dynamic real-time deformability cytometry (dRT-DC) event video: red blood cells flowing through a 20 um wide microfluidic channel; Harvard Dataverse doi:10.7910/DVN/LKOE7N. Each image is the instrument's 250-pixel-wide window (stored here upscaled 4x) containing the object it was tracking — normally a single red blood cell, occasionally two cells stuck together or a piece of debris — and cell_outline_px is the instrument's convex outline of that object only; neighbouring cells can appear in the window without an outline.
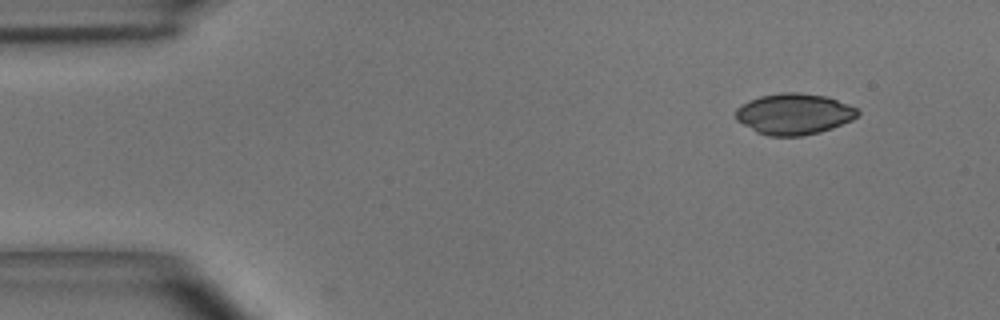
{"species": "common noctule bat (a hibernating species)", "species_latin": "Nyctalus noctula", "temperature_condition": "room temperature", "stored_images_in_passage": 4, "camera_frame_rate_fps": 3000, "um_per_image_px": 0.085, "animal": {"sex": "male", "body_mass_g": 15.6}, "frame": {"image": 1, "passage_image": 1, "time_ms": 0.0, "image_size_px": [1000, 320], "cell_outline_px": [[860, 112], [852, 120], [832, 128], [820, 132], [800, 136], [768, 136], [756, 132], [736, 120], [736, 108], [740, 104], [748, 100], [760, 96], [784, 92], [796, 92], [824, 96], [848, 104], [856, 108]], "centroid_in_image_um": [67.46, 9.69], "position_along_channel_um": 17.5, "area_um2": 29.13}}